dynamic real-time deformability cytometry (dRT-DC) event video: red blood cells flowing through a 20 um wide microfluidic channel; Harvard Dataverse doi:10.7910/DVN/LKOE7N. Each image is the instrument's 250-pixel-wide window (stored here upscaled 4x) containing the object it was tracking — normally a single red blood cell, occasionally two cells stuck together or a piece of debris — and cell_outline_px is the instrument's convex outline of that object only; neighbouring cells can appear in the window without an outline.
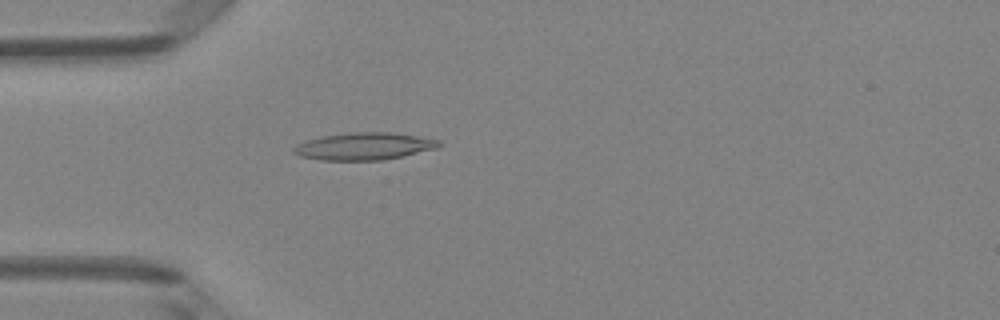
{"species": "Egyptian fruit bat (a non-hibernating species)", "species_latin": "Rousettus aegyptiacus", "temperature_condition": "room temperature", "stored_images_in_passage": 4, "camera_frame_rate_fps": 3000, "um_per_image_px": 0.085, "animal": {"sex": "female"}, "frame": {"image": 1, "passage_image": 4, "time_ms": 1.0, "image_size_px": [1000, 320], "cell_outline_px": [[444, 144], [436, 148], [404, 156], [380, 160], [320, 160], [300, 156], [292, 152], [292, 148], [296, 144], [304, 140], [320, 136], [352, 132], [388, 132], [416, 136], [440, 140]], "centroid_in_image_um": [30.91, 12.43], "position_along_channel_um": 54.1, "area_um2": 23.24}}